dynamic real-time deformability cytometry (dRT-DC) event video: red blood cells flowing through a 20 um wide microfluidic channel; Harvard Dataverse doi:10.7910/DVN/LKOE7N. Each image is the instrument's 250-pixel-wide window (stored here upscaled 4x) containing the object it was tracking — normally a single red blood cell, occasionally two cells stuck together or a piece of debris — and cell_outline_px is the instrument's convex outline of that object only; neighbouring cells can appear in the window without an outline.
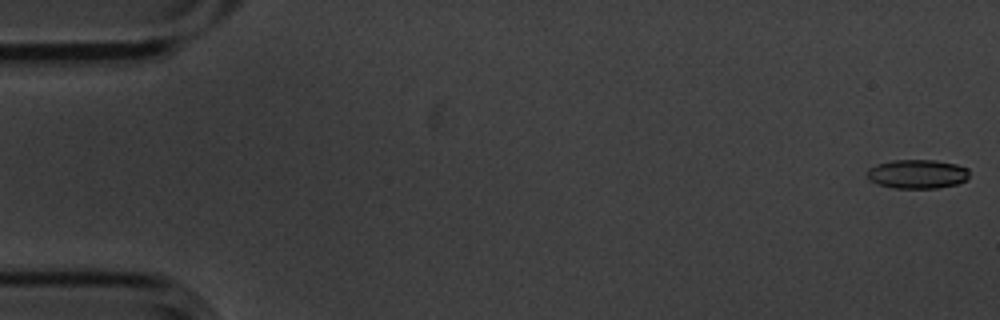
{"species": "common noctule bat (a hibernating species)", "species_latin": "Nyctalus noctula", "temperature_condition": "cold", "stored_images_in_passage": 56, "camera_frame_rate_fps": 3000, "um_per_image_px": 0.085, "animal": {"sex": "male", "body_mass_g": 20.1, "forearm_length_mm": 53.5}, "frame": {"image": 1, "passage_image": 1, "time_ms": 0.0, "image_size_px": [1000, 320], "cell_outline_px": [[968, 180], [956, 184], [936, 188], [892, 188], [876, 184], [868, 180], [868, 168], [876, 164], [892, 160], [936, 160], [956, 164], [968, 168]], "centroid_in_image_um": [77.95, 14.79], "position_along_channel_um": 7.0, "area_um2": 17.46}}
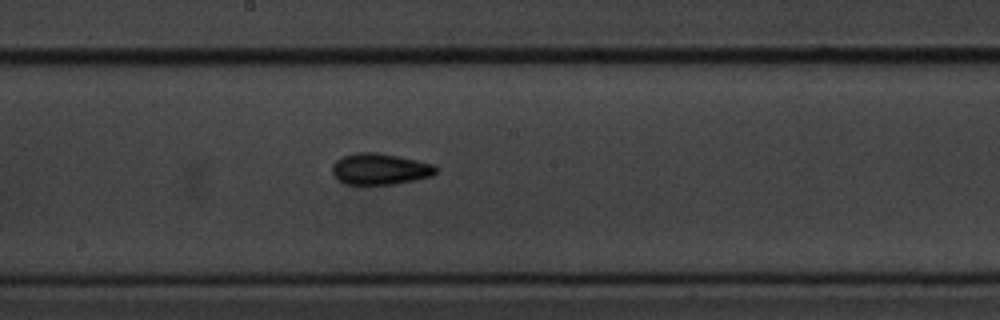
{"frame": {"image": 2, "passage_image": 30, "time_ms": 9.667, "image_size_px": [1000, 320], "cell_outline_px": [[440, 168], [432, 176], [416, 180], [396, 184], [344, 184], [332, 172], [332, 164], [336, 160], [344, 156], [356, 152], [376, 152], [436, 164]], "centroid_in_image_um": [32.34, 14.36], "position_along_channel_um": 215.9, "area_um2": 18.96}}
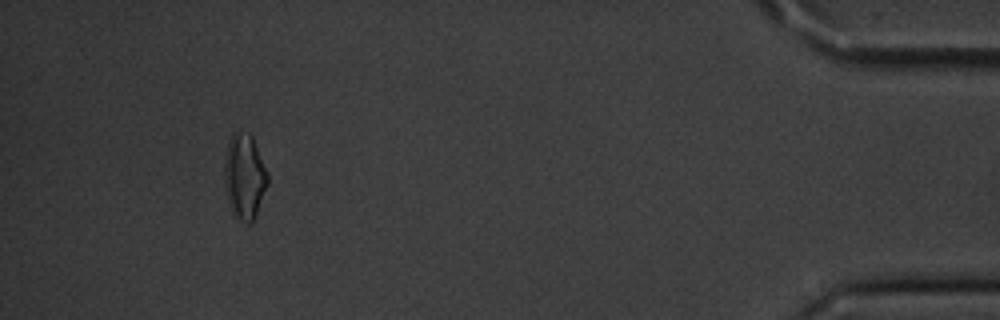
{"frame": {"image": 3, "passage_image": 52, "time_ms": 17.0, "image_size_px": [1000, 320], "cell_outline_px": [[268, 184], [256, 216], [252, 220], [240, 220], [232, 216], [224, 180], [224, 156], [232, 132], [248, 132], [252, 136], [268, 172]], "centroid_in_image_um": [20.78, 14.97], "position_along_channel_um": 414.4, "area_um2": 21.5}, "authors_computed_cell_mechanics": {"area_um2": 17.629, "velocity_mm_per_s": 3.5796, "shape_relaxation_time_tau1_ms": 6.2783, "shape_relaxation_time_tau2_ms": 5.8102, "deformation_change_tau1": 0.137, "deformation_change_tau2": 0.1469}}